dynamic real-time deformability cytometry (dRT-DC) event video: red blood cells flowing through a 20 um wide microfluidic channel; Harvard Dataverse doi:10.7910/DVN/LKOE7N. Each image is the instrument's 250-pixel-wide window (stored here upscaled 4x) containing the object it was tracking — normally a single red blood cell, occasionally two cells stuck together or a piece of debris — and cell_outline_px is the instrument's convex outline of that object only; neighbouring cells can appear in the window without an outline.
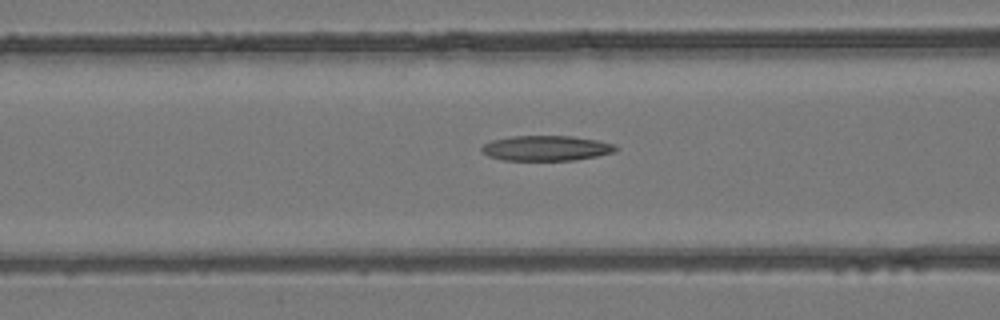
{"species": "common noctule bat (a hibernating species)", "species_latin": "Nyctalus noctula", "temperature_condition": "room temperature", "stored_images_in_passage": 41, "camera_frame_rate_fps": 3000, "um_per_image_px": 0.085, "animal": {"sex": "female", "body_mass_g": 24.6, "forearm_length_mm": 56.2}, "frame": {"image": 1, "passage_image": 21, "time_ms": 6.667, "image_size_px": [1000, 320], "cell_outline_px": [[620, 148], [616, 152], [576, 160], [504, 160], [488, 156], [480, 152], [480, 148], [484, 144], [492, 140], [508, 136], [572, 136], [596, 140], [616, 144]], "centroid_in_image_um": [46.44, 12.59], "position_along_channel_um": 120.2, "area_um2": 19.88}}
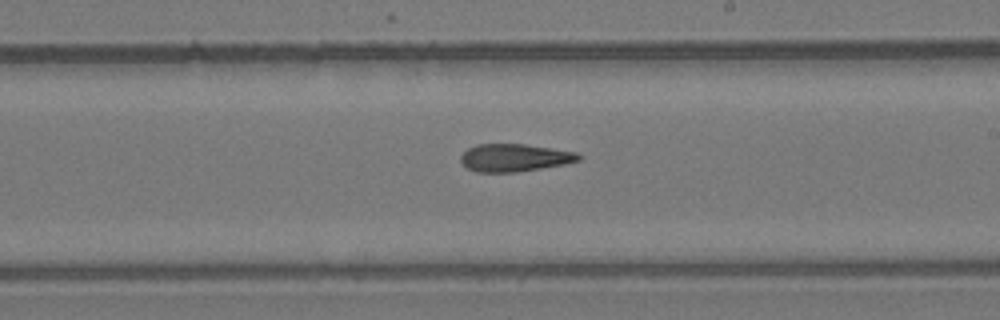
{"frame": {"image": 2, "passage_image": 30, "time_ms": 9.667, "image_size_px": [1000, 320], "cell_outline_px": [[580, 160], [564, 164], [516, 172], [476, 172], [468, 168], [460, 160], [460, 156], [468, 148], [476, 144], [524, 144], [576, 152], [580, 156]], "centroid_in_image_um": [43.7, 13.4], "position_along_channel_um": 245.3, "area_um2": 18.79}}
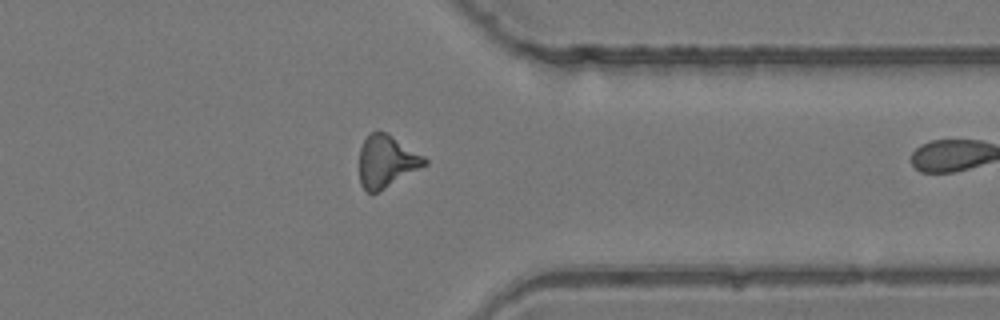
{"frame": {"image": 3, "passage_image": 40, "time_ms": 13.0, "image_size_px": [1000, 320], "cell_outline_px": [[428, 164], [384, 188], [376, 192], [368, 192], [360, 184], [360, 148], [364, 140], [372, 132], [384, 132], [424, 156], [428, 160]], "centroid_in_image_um": [32.85, 13.72], "position_along_channel_um": 378.5, "area_um2": 19.25}}